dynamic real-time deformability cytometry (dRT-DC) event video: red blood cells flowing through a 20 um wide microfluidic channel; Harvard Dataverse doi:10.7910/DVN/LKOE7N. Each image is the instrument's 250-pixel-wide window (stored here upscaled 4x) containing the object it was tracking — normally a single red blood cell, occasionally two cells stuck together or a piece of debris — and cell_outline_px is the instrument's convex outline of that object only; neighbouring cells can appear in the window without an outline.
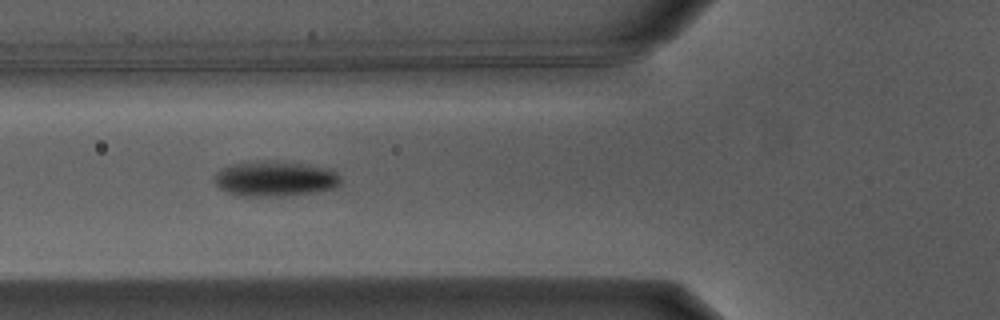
{"species": "Egyptian fruit bat (a non-hibernating species)", "species_latin": "Rousettus aegyptiacus", "temperature_condition": "warm", "stored_images_in_passage": 19, "camera_frame_rate_fps": 3000, "um_per_image_px": 0.085, "animal": {"sex": "male"}, "frame": {"image": 1, "passage_image": 6, "time_ms": 1.667, "image_size_px": [1000, 320], "cell_outline_px": [[340, 184], [336, 188], [312, 192], [284, 196], [244, 196], [228, 192], [220, 188], [216, 184], [216, 172], [232, 164], [268, 160], [276, 160], [304, 164], [328, 168], [336, 172], [340, 176]], "centroid_in_image_um": [23.42, 15.19], "position_along_channel_um": 102.4, "area_um2": 25.78}}
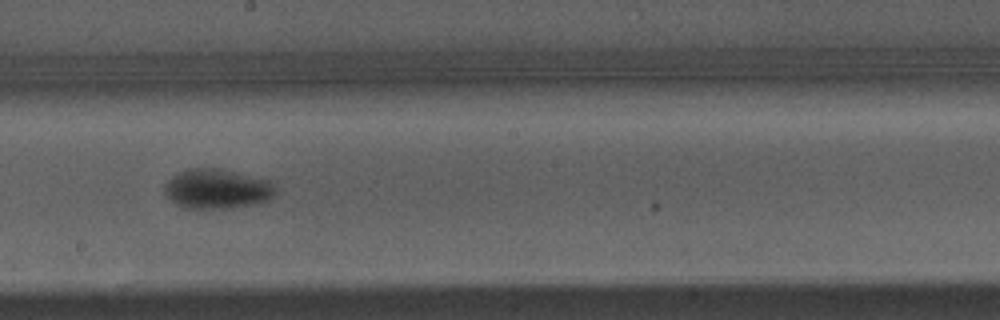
{"frame": {"image": 2, "passage_image": 16, "time_ms": 5.0, "image_size_px": [1000, 320], "cell_outline_px": [[276, 192], [268, 200], [256, 204], [232, 208], [184, 208], [172, 200], [164, 192], [164, 188], [168, 180], [172, 176], [188, 168], [216, 168], [272, 180]], "centroid_in_image_um": [18.48, 16.05], "position_along_channel_um": 229.7, "area_um2": 25.61}}